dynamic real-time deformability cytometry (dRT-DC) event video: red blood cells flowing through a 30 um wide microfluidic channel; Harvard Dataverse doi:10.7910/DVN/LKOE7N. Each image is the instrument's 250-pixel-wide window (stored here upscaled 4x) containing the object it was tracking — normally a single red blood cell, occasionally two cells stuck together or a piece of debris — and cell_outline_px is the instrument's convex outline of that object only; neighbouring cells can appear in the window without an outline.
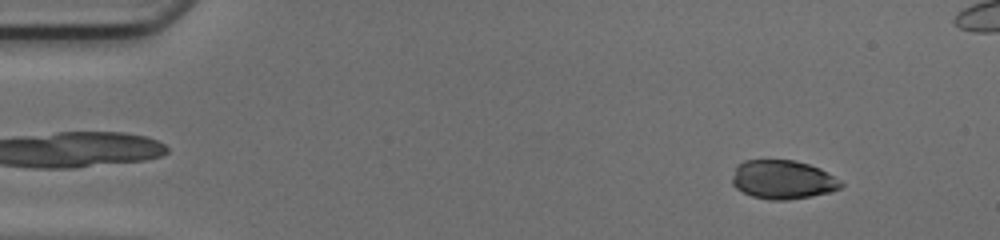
{"species": "common noctule bat (a hibernating species)", "species_latin": "Nyctalus noctula", "temperature_condition": "cold", "stored_images_in_passage": 50, "segment_of_instrument_passage": [1, 2], "camera_frame_rate_fps": 3000, "um_per_image_px": 0.085, "animal": {"sex": "female", "body_mass_g": 17.0, "forearm_length_mm": 48.0}, "frame": {"image": 1, "passage_image": 5, "time_ms": 1.333, "image_size_px": [1000, 240], "cell_outline_px": [[844, 184], [840, 188], [828, 192], [812, 196], [788, 200], [772, 200], [752, 196], [736, 188], [732, 184], [732, 176], [736, 164], [744, 160], [796, 160], [820, 168], [840, 180]], "centroid_in_image_um": [66.51, 15.26], "position_along_channel_um": 18.5, "area_um2": 24.68}}
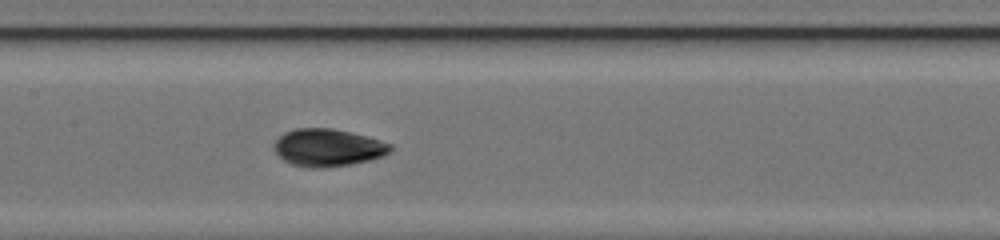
{"frame": {"image": 2, "passage_image": 24, "time_ms": 7.667, "image_size_px": [1000, 240], "cell_outline_px": [[392, 148], [384, 156], [372, 160], [352, 164], [324, 168], [308, 168], [292, 164], [284, 160], [272, 148], [276, 140], [284, 132], [296, 128], [332, 128], [380, 140], [392, 144]], "centroid_in_image_um": [27.86, 12.56], "position_along_channel_um": 179.5, "area_um2": 25.43}}
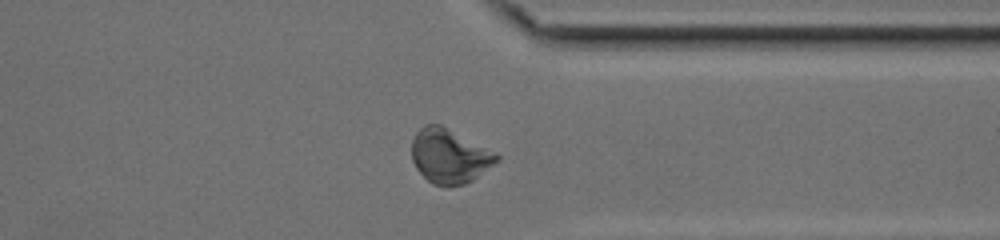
{"frame": {"image": 3, "passage_image": 38, "time_ms": 12.333, "image_size_px": [1000, 240], "cell_outline_px": [[500, 160], [472, 180], [464, 184], [448, 188], [432, 184], [416, 168], [412, 160], [412, 140], [416, 132], [424, 124], [440, 124], [496, 152], [500, 156]], "centroid_in_image_um": [38.2, 13.28], "position_along_channel_um": 373.2, "area_um2": 27.05}}